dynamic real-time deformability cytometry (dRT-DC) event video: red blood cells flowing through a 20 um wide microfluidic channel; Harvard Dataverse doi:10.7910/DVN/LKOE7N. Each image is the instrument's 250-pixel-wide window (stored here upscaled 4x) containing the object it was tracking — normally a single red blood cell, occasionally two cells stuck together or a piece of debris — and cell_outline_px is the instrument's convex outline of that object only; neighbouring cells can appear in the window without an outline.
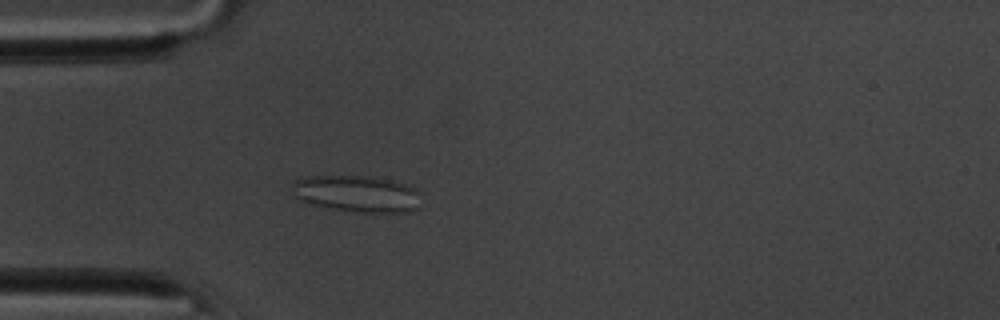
{"species": "common noctule bat (a hibernating species)", "species_latin": "Nyctalus noctula", "temperature_condition": "room temperature", "stored_images_in_passage": 46, "camera_frame_rate_fps": 3000, "um_per_image_px": 0.085, "animal": {"sex": "male", "body_mass_g": 20.1, "forearm_length_mm": 53.5}, "frame": {"image": 1, "passage_image": 7, "time_ms": 2.0, "image_size_px": [1000, 320], "cell_outline_px": [[420, 208], [408, 212], [356, 212], [308, 204], [296, 200], [292, 184], [296, 180], [308, 176], [372, 176], [404, 184], [416, 188]], "centroid_in_image_um": [30.31, 16.48], "position_along_channel_um": 54.7, "area_um2": 27.51}}
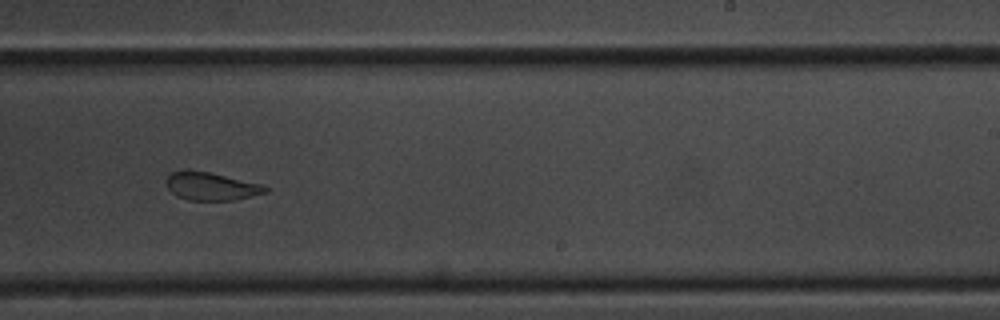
{"frame": {"image": 2, "passage_image": 25, "time_ms": 8.0, "image_size_px": [1000, 320], "cell_outline_px": [[268, 192], [236, 200], [188, 200], [176, 196], [168, 188], [164, 180], [172, 172], [184, 168], [188, 168], [208, 172], [264, 184], [268, 188]], "centroid_in_image_um": [17.93, 15.81], "position_along_channel_um": 271.1, "area_um2": 16.53}}
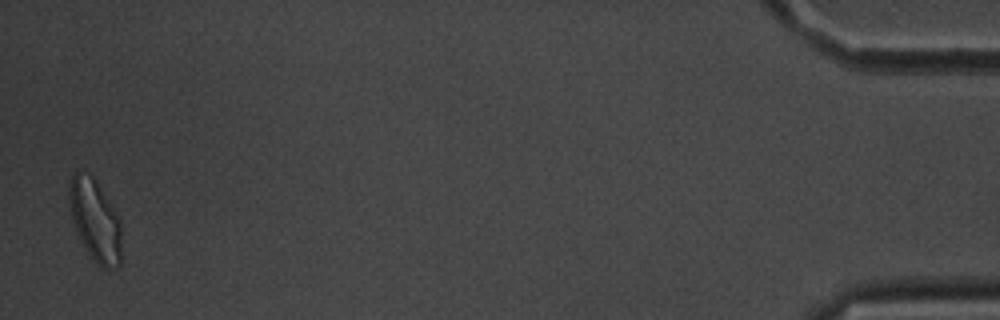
{"frame": {"image": 3, "passage_image": 45, "time_ms": 14.667, "image_size_px": [1000, 320], "cell_outline_px": [[120, 268], [100, 268], [96, 264], [80, 240], [72, 220], [68, 196], [68, 180], [72, 172], [76, 172], [92, 176], [96, 180], [120, 220]], "centroid_in_image_um": [8.06, 18.73], "position_along_channel_um": 427.1, "area_um2": 24.85}, "authors_computed_cell_mechanics": {"area_um2": 19.3052, "velocity_mm_per_s": 3.6924, "shape_relaxation_time_tau1_ms": 8.0861, "shape_relaxation_time_tau2_ms": 1.9552, "deformation_change_tau1": 0.1057, "deformation_change_tau2": 0.0974}}